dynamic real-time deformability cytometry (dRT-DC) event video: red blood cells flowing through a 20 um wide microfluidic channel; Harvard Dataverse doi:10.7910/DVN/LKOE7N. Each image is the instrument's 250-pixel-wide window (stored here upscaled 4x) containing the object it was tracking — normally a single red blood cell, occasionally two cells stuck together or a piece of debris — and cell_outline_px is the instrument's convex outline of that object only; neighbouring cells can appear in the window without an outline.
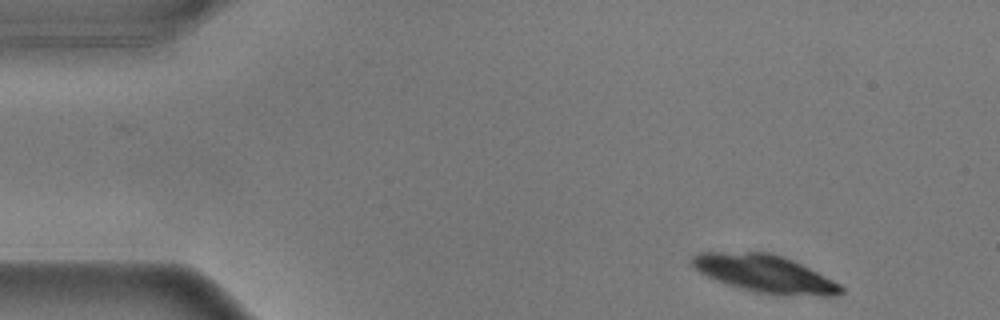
{"species": "common noctule bat (a hibernating species)", "species_latin": "Nyctalus noctula", "temperature_condition": "warm", "stored_images_in_passage": 51, "camera_frame_rate_fps": 3000, "um_per_image_px": 0.085, "animal": {"sex": "male", "body_mass_g": 17.9}, "frame": {"image": 1, "passage_image": 1, "time_ms": 0.0, "image_size_px": [1000, 320], "cell_outline_px": [[844, 292], [836, 296], [780, 296], [756, 292], [740, 288], [716, 280], [692, 268], [692, 256], [700, 252], [768, 252], [784, 256], [840, 284], [844, 288]], "centroid_in_image_um": [65.02, 23.28], "position_along_channel_um": 20.0, "area_um2": 32.66}}
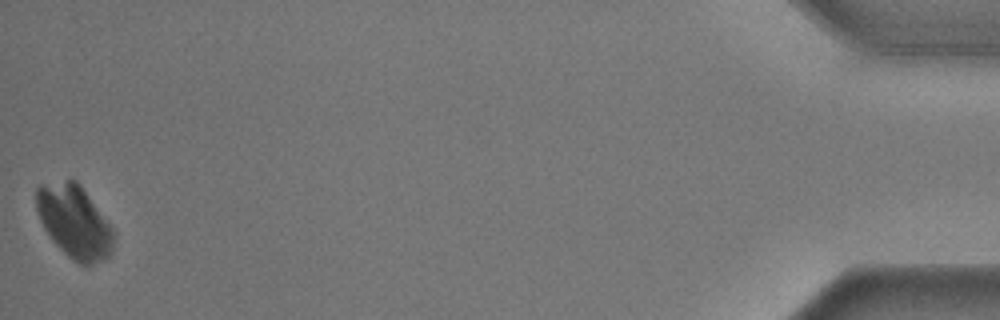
{"frame": {"image": 2, "passage_image": 51, "time_ms": 16.667, "image_size_px": [1000, 320], "cell_outline_px": [[116, 232], [112, 252], [108, 256], [92, 264], [80, 264], [72, 260], [52, 240], [44, 228], [40, 220], [36, 208], [36, 188], [40, 184], [68, 180], [76, 180], [80, 184]], "centroid_in_image_um": [6.33, 18.84], "position_along_channel_um": 428.9, "area_um2": 32.77}}